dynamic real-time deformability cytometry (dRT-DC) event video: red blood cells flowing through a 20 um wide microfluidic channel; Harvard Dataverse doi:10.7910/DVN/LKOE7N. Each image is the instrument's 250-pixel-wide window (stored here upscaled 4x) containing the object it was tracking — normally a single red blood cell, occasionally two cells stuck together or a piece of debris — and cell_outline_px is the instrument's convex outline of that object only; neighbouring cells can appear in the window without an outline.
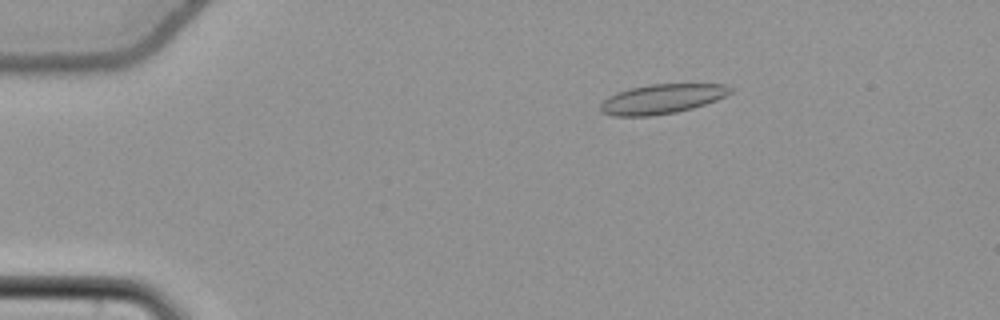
{"species": "common noctule bat (a hibernating species)", "species_latin": "Nyctalus noctula", "temperature_condition": "cold", "stored_images_in_passage": 56, "segment_of_instrument_passage": [1, 2], "camera_frame_rate_fps": 3000, "um_per_image_px": 0.085, "animal": {"sex": "female", "body_mass_g": 22.7, "forearm_length_mm": 54.2}, "frame": {"image": 1, "passage_image": 10, "time_ms": 3.0, "image_size_px": [1000, 320], "cell_outline_px": [[732, 92], [716, 100], [692, 108], [676, 112], [652, 116], [612, 116], [600, 112], [600, 104], [608, 96], [616, 92], [628, 88], [648, 84], [724, 84], [732, 88]], "centroid_in_image_um": [56.21, 8.41], "position_along_channel_um": 28.8, "area_um2": 22.48}}
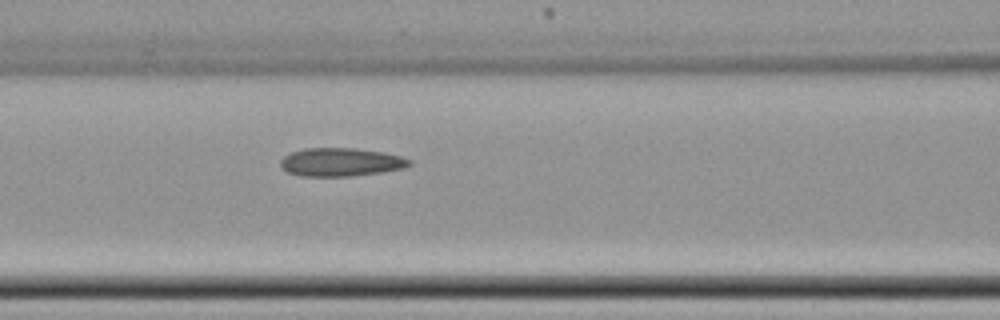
{"frame": {"image": 2, "passage_image": 24, "time_ms": 7.667, "image_size_px": [1000, 320], "cell_outline_px": [[412, 164], [404, 168], [380, 172], [352, 176], [300, 176], [288, 172], [280, 164], [280, 160], [284, 156], [292, 152], [304, 148], [356, 148], [384, 152], [400, 156], [412, 160]], "centroid_in_image_um": [28.99, 13.77], "position_along_channel_um": 137.6, "area_um2": 21.27}}
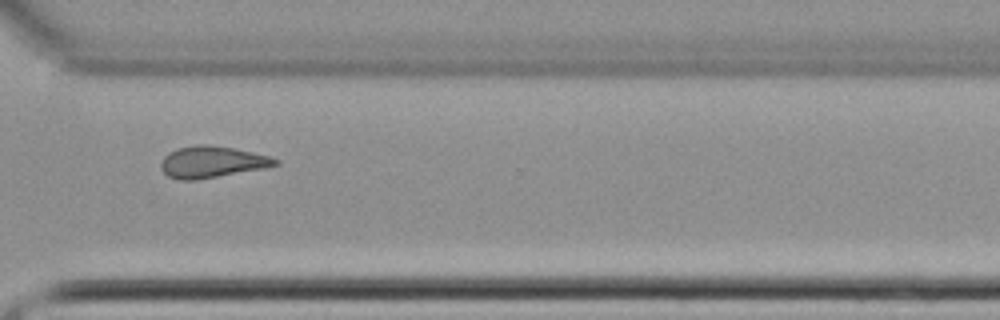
{"frame": {"image": 3, "passage_image": 41, "time_ms": 13.333, "image_size_px": [1000, 320], "cell_outline_px": [[280, 164], [268, 168], [196, 180], [180, 180], [168, 176], [160, 168], [160, 164], [164, 156], [168, 152], [176, 148], [196, 144], [208, 144], [232, 148], [252, 152], [268, 156], [280, 160]], "centroid_in_image_um": [18.02, 13.77], "position_along_channel_um": 352.6, "area_um2": 21.27}}